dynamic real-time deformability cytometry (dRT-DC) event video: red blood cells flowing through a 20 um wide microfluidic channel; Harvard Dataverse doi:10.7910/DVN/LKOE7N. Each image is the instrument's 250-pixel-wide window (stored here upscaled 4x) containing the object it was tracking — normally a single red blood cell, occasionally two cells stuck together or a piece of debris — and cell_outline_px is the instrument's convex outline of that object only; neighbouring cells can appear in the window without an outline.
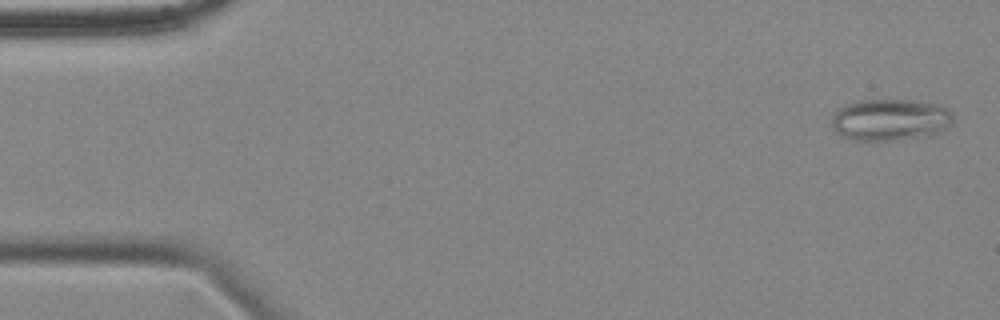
{"species": "common noctule bat (a hibernating species)", "species_latin": "Nyctalus noctula", "temperature_condition": "cold", "stored_images_in_passage": 57, "camera_frame_rate_fps": 3000, "um_per_image_px": 0.085, "animal": {"sex": "female", "body_mass_g": 18.4}, "frame": {"image": 1, "passage_image": 2, "time_ms": 0.333, "image_size_px": [1000, 320], "cell_outline_px": [[952, 124], [948, 128], [940, 132], [924, 136], [896, 140], [856, 140], [844, 136], [836, 132], [832, 128], [832, 116], [844, 104], [860, 100], [920, 100], [940, 104], [952, 112]], "centroid_in_image_um": [75.7, 10.16], "position_along_channel_um": 9.3, "area_um2": 29.71}}
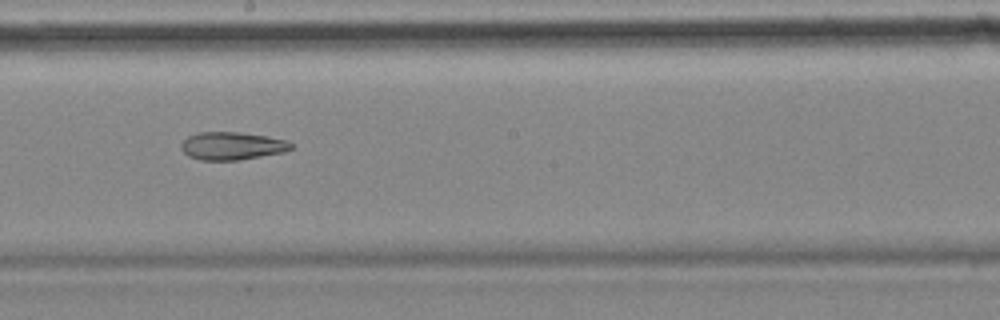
{"frame": {"image": 2, "passage_image": 31, "time_ms": 10.0, "image_size_px": [1000, 320], "cell_outline_px": [[292, 148], [284, 152], [236, 160], [200, 160], [188, 156], [180, 148], [180, 144], [188, 136], [200, 132], [240, 132], [268, 136], [288, 140], [292, 144]], "centroid_in_image_um": [19.71, 12.39], "position_along_channel_um": 228.5, "area_um2": 17.86}}
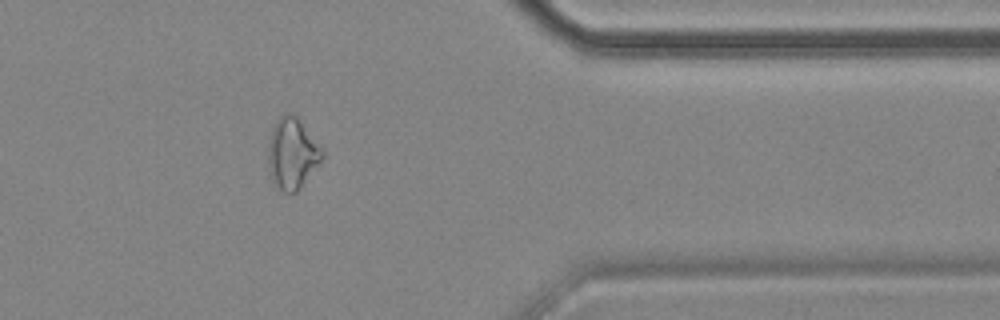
{"frame": {"image": 3, "passage_image": 46, "time_ms": 15.0, "image_size_px": [1000, 320], "cell_outline_px": [[324, 156], [300, 188], [296, 192], [284, 192], [276, 184], [272, 176], [268, 164], [268, 140], [272, 128], [276, 120], [280, 116], [288, 112], [292, 112], [300, 120], [324, 152]], "centroid_in_image_um": [24.82, 13.0], "position_along_channel_um": 386.6, "area_um2": 21.96}}